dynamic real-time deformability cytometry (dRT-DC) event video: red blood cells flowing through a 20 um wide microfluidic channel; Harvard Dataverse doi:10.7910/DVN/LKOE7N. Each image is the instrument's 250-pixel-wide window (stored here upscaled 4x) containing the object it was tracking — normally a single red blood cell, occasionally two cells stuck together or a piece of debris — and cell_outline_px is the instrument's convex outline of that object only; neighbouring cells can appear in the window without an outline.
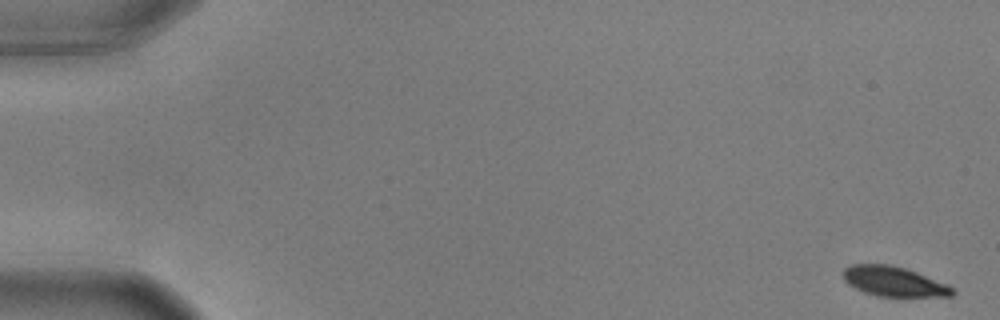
{"species": "common noctule bat (a hibernating species)", "species_latin": "Nyctalus noctula", "temperature_condition": "warm", "stored_images_in_passage": 56, "camera_frame_rate_fps": 3000, "um_per_image_px": 0.085, "animal": {"sex": "male", "body_mass_g": 17.9, "forearm_length_mm": 54.2}, "frame": {"image": 1, "passage_image": 1, "time_ms": 0.0, "image_size_px": [1000, 320], "cell_outline_px": [[956, 292], [952, 296], [876, 296], [864, 292], [848, 284], [844, 280], [844, 268], [852, 264], [888, 264], [904, 268], [916, 272], [948, 284]], "centroid_in_image_um": [75.98, 23.92], "position_along_channel_um": 9.0, "area_um2": 18.84}}
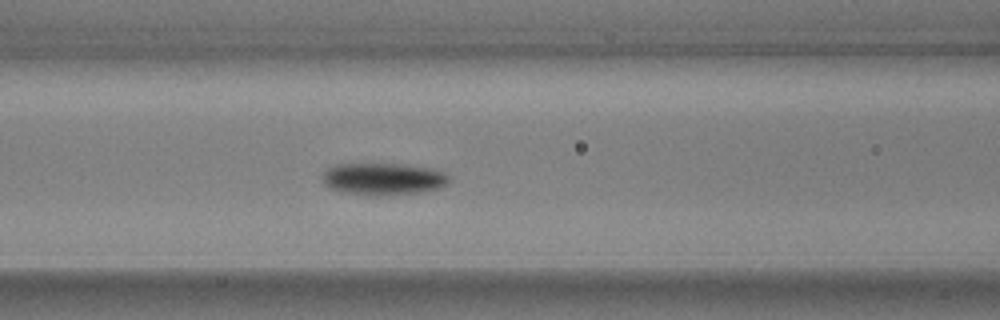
{"frame": {"image": 2, "passage_image": 24, "time_ms": 7.667, "image_size_px": [1000, 320], "cell_outline_px": [[448, 180], [444, 188], [420, 192], [380, 196], [376, 196], [344, 192], [328, 188], [324, 184], [324, 172], [328, 168], [336, 164], [404, 164], [432, 168], [444, 172], [448, 176]], "centroid_in_image_um": [32.6, 15.21], "position_along_channel_um": 134.0, "area_um2": 23.76}}
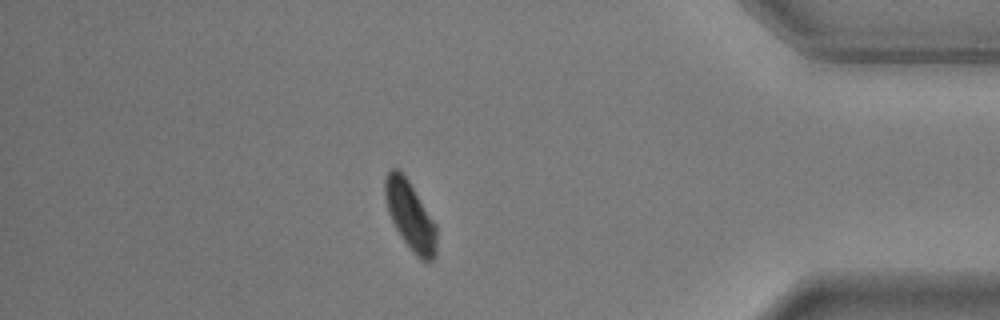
{"frame": {"image": 3, "passage_image": 49, "time_ms": 16.0, "image_size_px": [1000, 320], "cell_outline_px": [[436, 256], [432, 260], [424, 260], [416, 256], [400, 236], [388, 212], [384, 196], [384, 180], [388, 172], [392, 168], [396, 168], [408, 180], [436, 224]], "centroid_in_image_um": [34.86, 18.33], "position_along_channel_um": 400.3, "area_um2": 20.35}, "authors_computed_cell_mechanics": {"area_um2": 21.5883, "velocity_mm_per_s": 3.5986, "shape_relaxation_time_tau1_ms": 2.4399, "shape_relaxation_time_tau2_ms": null, "deformation_change_tau1": 0.127, "deformation_change_tau2": null}}